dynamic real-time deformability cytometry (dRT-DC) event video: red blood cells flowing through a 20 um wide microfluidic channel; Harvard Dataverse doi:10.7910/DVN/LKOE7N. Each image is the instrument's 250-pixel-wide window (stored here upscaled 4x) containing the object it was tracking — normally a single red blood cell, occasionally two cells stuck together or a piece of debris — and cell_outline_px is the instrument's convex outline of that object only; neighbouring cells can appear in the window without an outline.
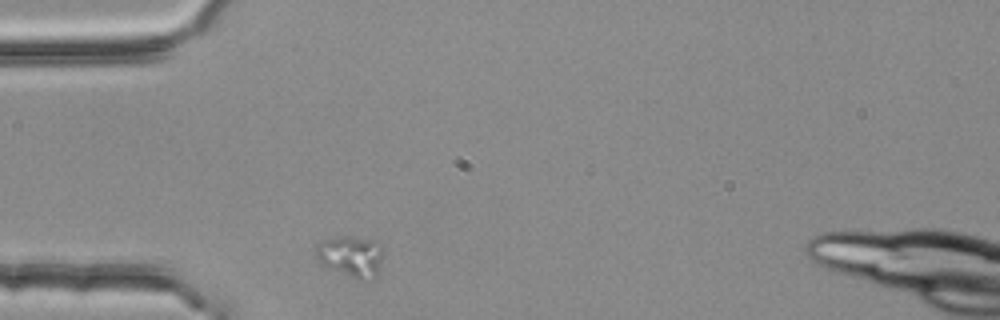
{"species": "common noctule bat (a hibernating species)", "species_latin": "Nyctalus noctula", "temperature_condition": "room temperature", "stored_images_in_passage": 11, "camera_frame_rate_fps": 3000, "um_per_image_px": 0.085, "animal": {"sex": "female", "body_mass_g": 25.1}, "frame": {"image": 1, "passage_image": 1, "time_ms": 0.0, "image_size_px": [1000, 320], "cell_outline_px": [[380, 268], [376, 272], [360, 276], [352, 276], [320, 264], [316, 256], [316, 244], [324, 240], [340, 236], [352, 236], [372, 240], [380, 244]], "centroid_in_image_um": [29.73, 21.68], "position_along_channel_um": 55.3, "area_um2": 15.03}}